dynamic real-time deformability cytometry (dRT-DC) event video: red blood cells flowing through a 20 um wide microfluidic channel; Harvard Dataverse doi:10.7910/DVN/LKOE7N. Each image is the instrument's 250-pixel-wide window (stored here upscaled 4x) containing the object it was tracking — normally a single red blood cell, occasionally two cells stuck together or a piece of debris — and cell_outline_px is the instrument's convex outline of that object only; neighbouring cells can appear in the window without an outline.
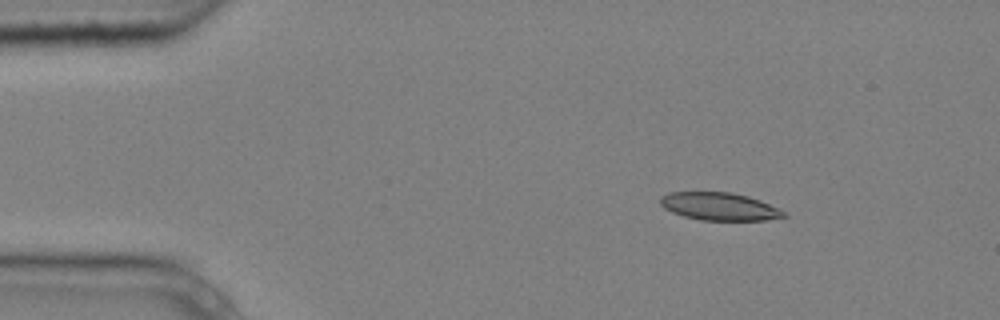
{"species": "common noctule bat (a hibernating species)", "species_latin": "Nyctalus noctula", "temperature_condition": "cold", "stored_images_in_passage": 3, "camera_frame_rate_fps": 3000, "um_per_image_px": 0.085, "animal": {"sex": "male", "body_mass_g": 20.4}, "frame": {"image": 1, "passage_image": 3, "time_ms": 0.667, "image_size_px": [1000, 320], "cell_outline_px": [[788, 216], [764, 220], [700, 220], [684, 216], [672, 212], [664, 208], [660, 204], [660, 196], [668, 192], [732, 192], [748, 196], [760, 200], [780, 208]], "centroid_in_image_um": [61.14, 17.54], "position_along_channel_um": 23.9, "area_um2": 20.06}}